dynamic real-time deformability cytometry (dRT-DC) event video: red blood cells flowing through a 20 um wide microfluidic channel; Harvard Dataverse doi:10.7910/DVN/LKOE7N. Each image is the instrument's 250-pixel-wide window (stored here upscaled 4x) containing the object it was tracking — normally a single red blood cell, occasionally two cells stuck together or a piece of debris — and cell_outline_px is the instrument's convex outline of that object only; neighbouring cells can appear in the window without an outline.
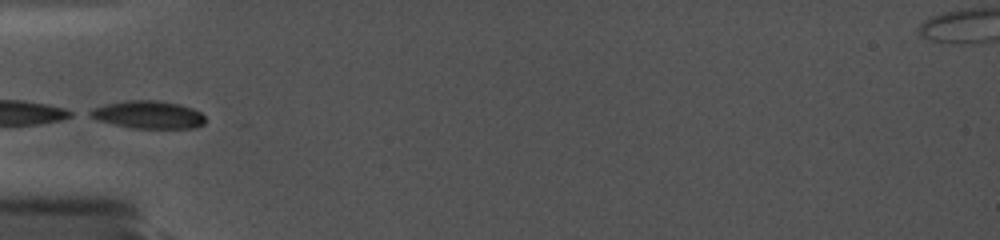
{"species": "common noctule bat (a hibernating species)", "species_latin": "Nyctalus noctula", "temperature_condition": "cold", "stored_images_in_passage": 33, "camera_frame_rate_fps": 5000, "um_per_image_px": 0.085, "animal": {"sex": "female", "body_mass_g": 19.0, "forearm_length_mm": 56.7}, "frame": {"image": 1, "passage_image": 1, "time_ms": 0.0, "image_size_px": [1000, 240], "cell_outline_px": [[204, 124], [196, 128], [132, 128], [100, 120], [88, 116], [84, 112], [92, 108], [104, 104], [124, 100], [160, 100], [180, 104], [192, 108], [200, 112], [204, 116]], "centroid_in_image_um": [12.57, 9.73], "position_along_channel_um": 72.4, "area_um2": 18.79}}